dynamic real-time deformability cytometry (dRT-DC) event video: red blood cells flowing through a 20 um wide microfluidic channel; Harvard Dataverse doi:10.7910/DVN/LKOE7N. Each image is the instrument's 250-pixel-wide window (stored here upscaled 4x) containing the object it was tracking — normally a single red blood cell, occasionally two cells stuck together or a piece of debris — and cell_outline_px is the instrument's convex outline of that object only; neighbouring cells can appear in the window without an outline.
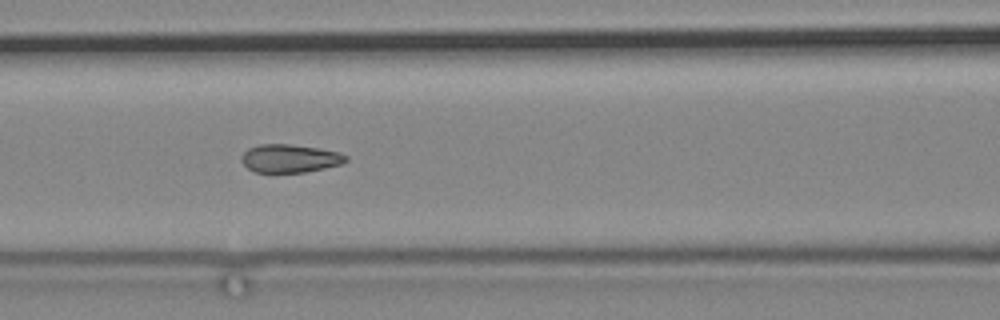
{"species": "common noctule bat (a hibernating species)", "species_latin": "Nyctalus noctula", "temperature_condition": "cold", "stored_images_in_passage": 13, "camera_frame_rate_fps": 3000, "um_per_image_px": 0.085, "animal": {"sex": "male", "body_mass_g": 19.2, "forearm_length_mm": 51.8}, "frame": {"image": 1, "passage_image": 11, "time_ms": 13.333, "image_size_px": [1000, 320], "cell_outline_px": [[348, 160], [340, 164], [324, 168], [304, 172], [256, 172], [248, 168], [240, 160], [240, 156], [248, 148], [260, 144], [288, 144], [316, 148], [340, 152], [348, 156]], "centroid_in_image_um": [24.62, 13.46], "position_along_channel_um": 142.0, "area_um2": 17.05}}
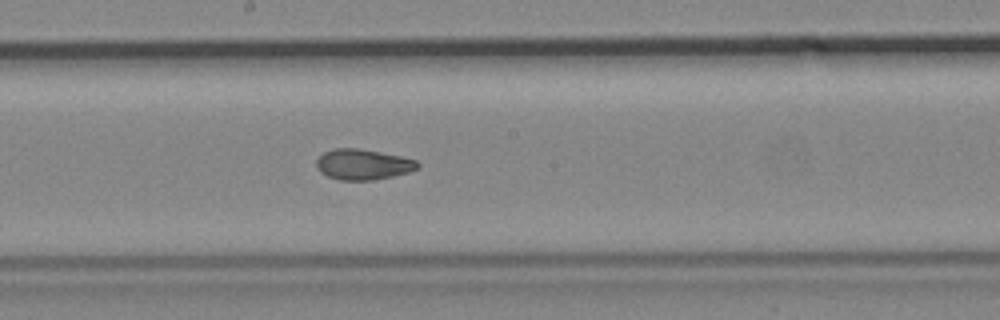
{"frame": {"image": 2, "passage_image": 13, "time_ms": 15.667, "image_size_px": [1000, 320], "cell_outline_px": [[420, 164], [416, 168], [408, 172], [392, 176], [372, 180], [340, 180], [328, 176], [320, 172], [316, 168], [316, 160], [324, 152], [332, 148], [360, 148], [400, 156], [416, 160]], "centroid_in_image_um": [30.81, 13.97], "position_along_channel_um": 217.4, "area_um2": 17.98}}